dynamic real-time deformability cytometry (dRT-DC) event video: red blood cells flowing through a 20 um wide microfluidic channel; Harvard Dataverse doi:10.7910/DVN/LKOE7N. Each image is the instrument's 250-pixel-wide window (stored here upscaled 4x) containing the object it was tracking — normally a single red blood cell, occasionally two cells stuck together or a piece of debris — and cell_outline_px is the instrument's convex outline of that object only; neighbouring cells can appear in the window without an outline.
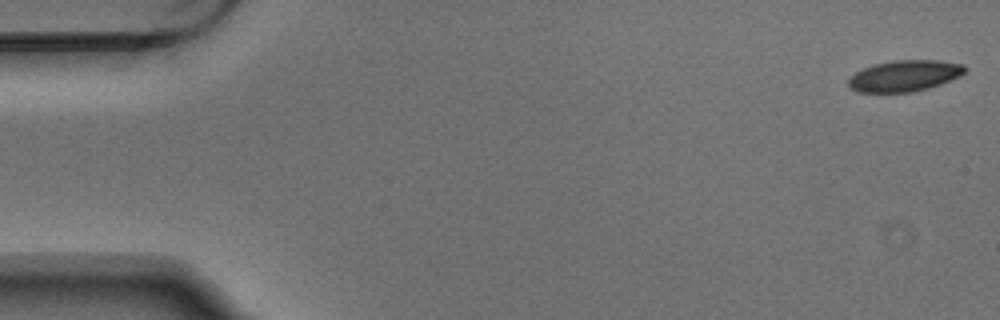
{"species": "Egyptian fruit bat (a non-hibernating species)", "species_latin": "Rousettus aegyptiacus", "temperature_condition": "warm", "stored_images_in_passage": 6, "camera_frame_rate_fps": 3000, "um_per_image_px": 0.085, "animal": {"sex": "male"}, "frame": {"image": 1, "passage_image": 1, "time_ms": 0.0, "image_size_px": [1000, 320], "cell_outline_px": [[964, 72], [960, 76], [940, 84], [928, 88], [912, 92], [856, 92], [848, 84], [848, 80], [856, 72], [864, 68], [876, 64], [896, 60], [936, 60], [964, 64]], "centroid_in_image_um": [76.89, 6.45], "position_along_channel_um": 8.1, "area_um2": 20.87}}